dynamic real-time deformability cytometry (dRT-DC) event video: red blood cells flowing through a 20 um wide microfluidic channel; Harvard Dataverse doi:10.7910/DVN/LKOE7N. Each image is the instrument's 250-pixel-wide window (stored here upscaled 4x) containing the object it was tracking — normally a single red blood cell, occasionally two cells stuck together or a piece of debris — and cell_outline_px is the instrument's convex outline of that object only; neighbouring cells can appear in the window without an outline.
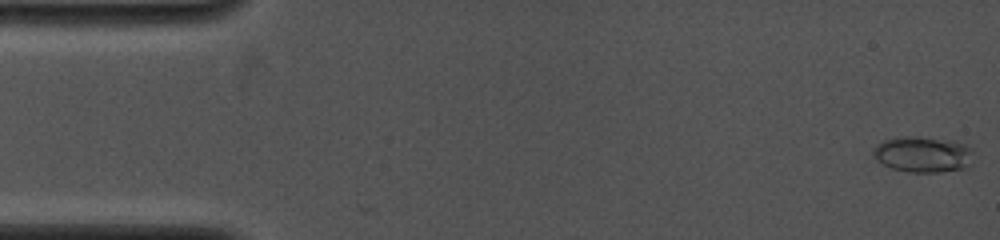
{"species": "common noctule bat (a hibernating species)", "species_latin": "Nyctalus noctula", "temperature_condition": "cold", "stored_images_in_passage": 48, "camera_frame_rate_fps": 4000, "um_per_image_px": 0.085, "animal": {"sex": "female", "body_mass_g": 19.0, "forearm_length_mm": 53.3}, "frame": {"image": 1, "passage_image": 1, "time_ms": 0.0, "image_size_px": [1000, 240], "cell_outline_px": [[972, 152], [968, 168], [940, 172], [908, 172], [892, 168], [884, 164], [872, 152], [872, 148], [876, 144], [884, 140], [904, 136], [916, 136], [952, 140], [964, 144], [972, 148]], "centroid_in_image_um": [78.46, 13.11], "position_along_channel_um": 6.5, "area_um2": 20.92}}
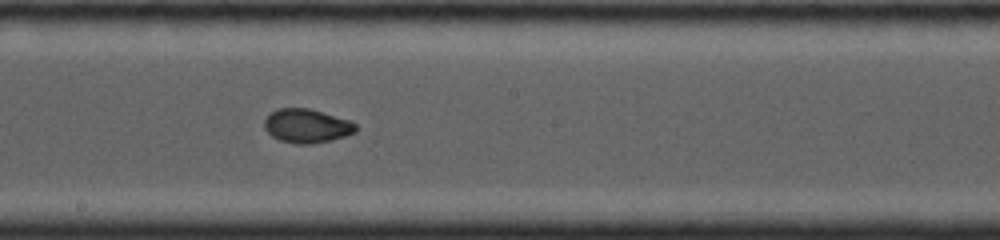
{"frame": {"image": 2, "passage_image": 31, "time_ms": 8.25, "image_size_px": [1000, 240], "cell_outline_px": [[356, 132], [332, 140], [312, 144], [296, 144], [280, 140], [272, 136], [264, 128], [264, 120], [276, 108], [308, 108], [348, 120], [356, 124]], "centroid_in_image_um": [26.05, 10.71], "position_along_channel_um": 222.1, "area_um2": 17.92}}
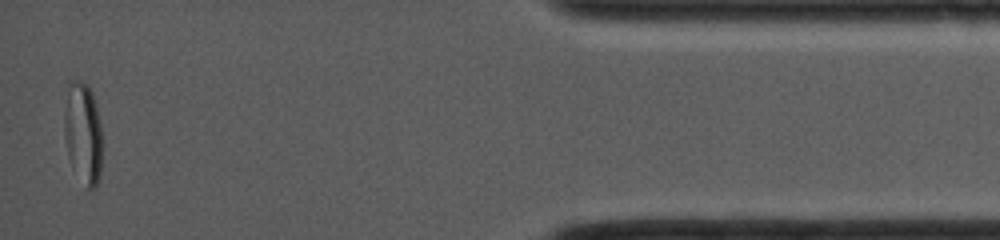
{"frame": {"image": 3, "passage_image": 48, "time_ms": 14.5, "image_size_px": [1000, 240], "cell_outline_px": [[100, 176], [96, 184], [92, 188], [88, 188], [68, 156], [64, 136], [64, 112], [68, 80], [84, 80], [92, 92], [100, 124]], "centroid_in_image_um": [7.02, 11.18], "position_along_channel_um": 428.2, "area_um2": 21.85}, "authors_computed_cell_mechanics": {"area_um2": 18.4382, "velocity_mm_per_s": 4.187, "shape_relaxation_time_tau1_ms": 5.6509, "shape_relaxation_time_tau2_ms": 0.8794, "deformation_change_tau1": 0.1869, "deformation_change_tau2": 0.0266}}